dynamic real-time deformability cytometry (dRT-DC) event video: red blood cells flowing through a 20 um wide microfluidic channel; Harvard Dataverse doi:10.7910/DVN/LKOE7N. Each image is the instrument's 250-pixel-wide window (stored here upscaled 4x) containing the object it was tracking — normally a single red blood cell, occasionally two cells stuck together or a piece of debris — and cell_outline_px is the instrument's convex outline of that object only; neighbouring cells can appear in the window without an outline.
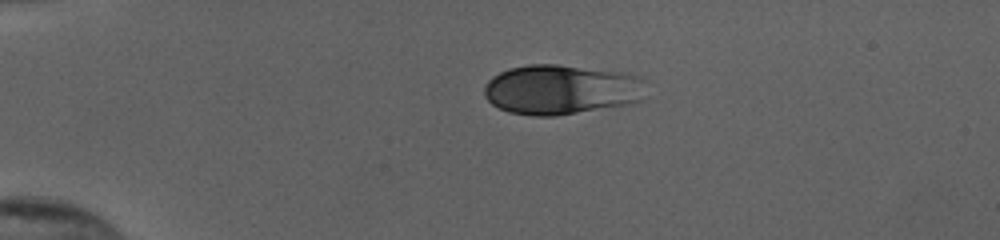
{"species": "human", "species_latin": "Homo sapiens", "temperature_condition": "cold", "stored_images_in_passage": 42, "camera_frame_rate_fps": 3000, "um_per_image_px": 0.085, "donor": {"sex": "female"}, "frame": {"image": 1, "passage_image": 1, "time_ms": 0.0, "image_size_px": [1000, 240], "cell_outline_px": [[652, 80], [644, 100], [632, 104], [556, 116], [532, 116], [508, 112], [492, 104], [484, 96], [484, 88], [488, 80], [492, 76], [508, 68], [528, 64], [556, 64], [624, 72], [640, 76]], "centroid_in_image_um": [47.83, 7.61], "position_along_channel_um": 37.2, "area_um2": 48.38}}
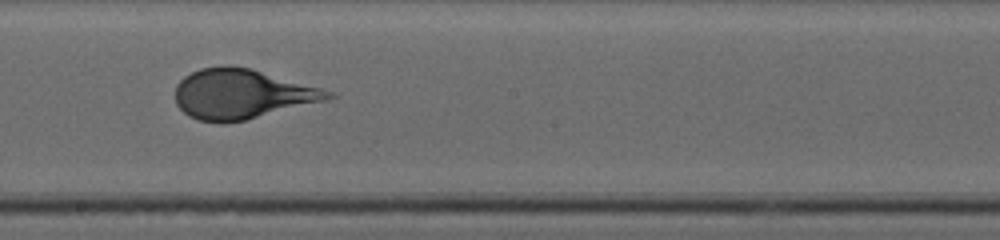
{"frame": {"image": 2, "passage_image": 20, "time_ms": 6.333, "image_size_px": [1000, 240], "cell_outline_px": [[336, 96], [324, 100], [244, 120], [220, 124], [196, 120], [188, 116], [176, 104], [176, 84], [184, 76], [200, 68], [252, 68], [320, 88], [332, 92]], "centroid_in_image_um": [20.5, 8.02], "position_along_channel_um": 227.7, "area_um2": 43.41}}
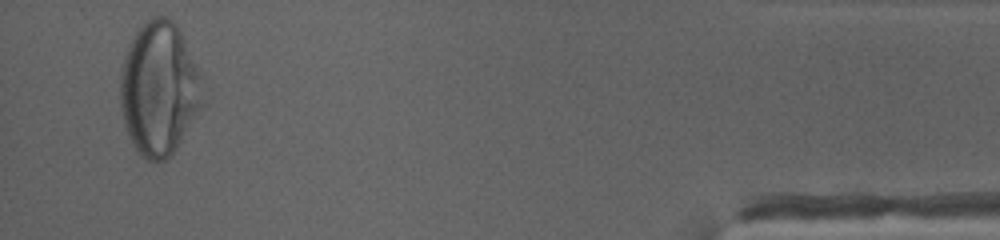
{"frame": {"image": 3, "passage_image": 40, "time_ms": 13.0, "image_size_px": [1000, 240], "cell_outline_px": [[196, 108], [176, 148], [164, 160], [156, 164], [140, 156], [132, 144], [128, 136], [124, 124], [120, 108], [120, 72], [124, 56], [128, 44], [136, 28], [144, 20], [152, 16], [168, 16], [176, 24], [184, 40], [196, 72]], "centroid_in_image_um": [13.35, 7.51], "position_along_channel_um": 421.8, "area_um2": 62.02}, "authors_computed_cell_mechanics": {"area_um2": 45.1418, "velocity_mm_per_s": 3.8634, "shape_relaxation_time_tau1_ms": 3.6714, "shape_relaxation_time_tau2_ms": null, "deformation_change_tau1": 0.1747, "deformation_change_tau2": null}}